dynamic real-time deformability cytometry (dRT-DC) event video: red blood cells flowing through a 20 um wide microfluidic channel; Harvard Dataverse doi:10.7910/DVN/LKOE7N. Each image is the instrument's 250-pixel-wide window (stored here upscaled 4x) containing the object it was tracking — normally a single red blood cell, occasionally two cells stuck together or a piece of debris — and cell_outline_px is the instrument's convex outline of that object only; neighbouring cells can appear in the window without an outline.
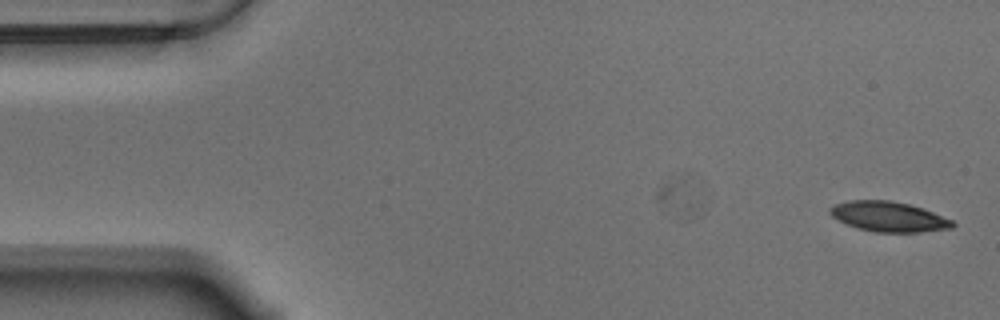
{"species": "Egyptian fruit bat (a non-hibernating species)", "species_latin": "Rousettus aegyptiacus", "temperature_condition": "warm", "stored_images_in_passage": 6, "camera_frame_rate_fps": 3000, "um_per_image_px": 0.085, "animal": {"sex": "male"}, "frame": {"image": 1, "passage_image": 6, "time_ms": 1.667, "image_size_px": [1000, 320], "cell_outline_px": [[956, 224], [952, 228], [920, 232], [876, 232], [856, 228], [832, 216], [828, 212], [828, 208], [836, 204], [852, 200], [892, 200], [908, 204], [932, 212], [952, 220]], "centroid_in_image_um": [75.52, 18.42], "position_along_channel_um": 9.5, "area_um2": 21.27}}